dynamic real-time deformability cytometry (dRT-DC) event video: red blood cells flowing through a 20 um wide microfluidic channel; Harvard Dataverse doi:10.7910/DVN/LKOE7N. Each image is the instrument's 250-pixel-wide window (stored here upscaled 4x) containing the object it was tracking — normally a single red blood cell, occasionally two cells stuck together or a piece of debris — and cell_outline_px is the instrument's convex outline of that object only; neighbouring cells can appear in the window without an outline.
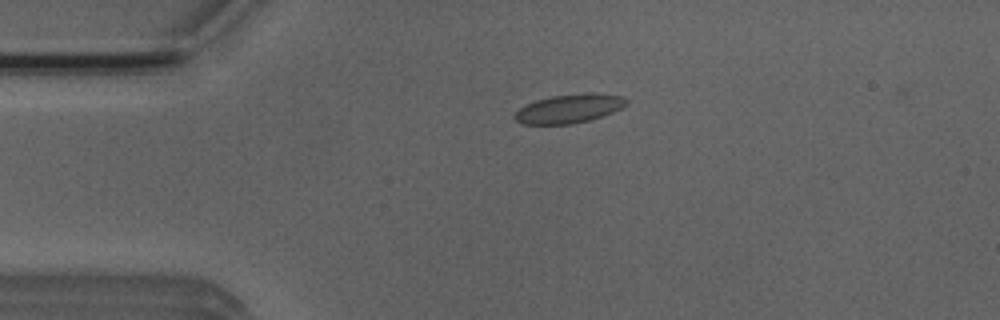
{"species": "Egyptian fruit bat (a non-hibernating species)", "species_latin": "Rousettus aegyptiacus", "temperature_condition": "room temperature", "stored_images_in_passage": 8, "camera_frame_rate_fps": 3000, "um_per_image_px": 0.085, "animal": {"sex": "male"}, "frame": {"image": 1, "passage_image": 2, "time_ms": 0.333, "image_size_px": [1000, 320], "cell_outline_px": [[628, 104], [604, 116], [572, 124], [524, 124], [516, 120], [512, 116], [520, 108], [536, 100], [552, 96], [584, 92], [588, 92], [624, 96], [628, 100]], "centroid_in_image_um": [48.41, 9.22], "position_along_channel_um": 36.6, "area_um2": 18.79}}